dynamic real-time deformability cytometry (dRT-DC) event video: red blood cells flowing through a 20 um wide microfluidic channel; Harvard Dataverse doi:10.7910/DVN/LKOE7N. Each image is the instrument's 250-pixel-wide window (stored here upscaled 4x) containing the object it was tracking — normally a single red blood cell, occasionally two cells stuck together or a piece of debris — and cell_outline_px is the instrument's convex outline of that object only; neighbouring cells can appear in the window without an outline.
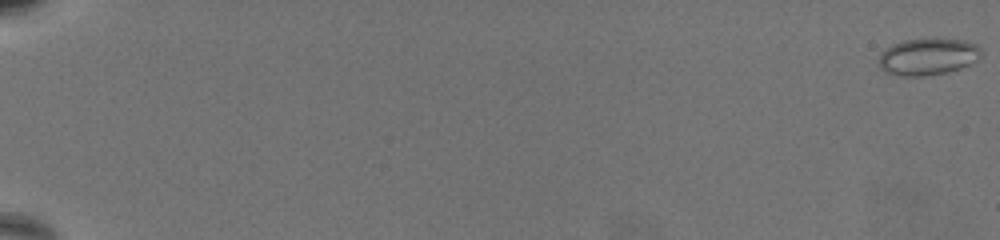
{"species": "common noctule bat (a hibernating species)", "species_latin": "Nyctalus noctula", "temperature_condition": "warm", "stored_images_in_passage": 71, "segment_of_instrument_passage": [1, 2], "camera_frame_rate_fps": 3000, "um_per_image_px": 0.085, "animal": {"sex": "female", "body_mass_g": 19.5, "forearm_length_mm": 54.1}, "frame": {"image": 1, "passage_image": 1, "time_ms": 0.0, "image_size_px": [1000, 240], "cell_outline_px": [[980, 56], [976, 60], [960, 68], [948, 72], [924, 76], [900, 76], [884, 72], [880, 68], [880, 56], [884, 48], [892, 44], [904, 40], [940, 36], [964, 40], [976, 44], [980, 48]], "centroid_in_image_um": [78.86, 4.78], "position_along_channel_um": 6.1, "area_um2": 22.48}}
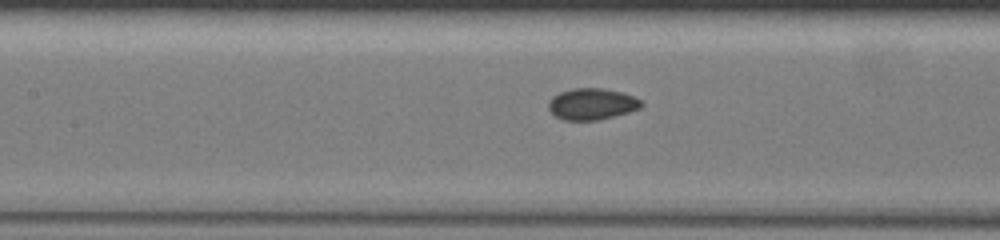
{"frame": {"image": 2, "passage_image": 37, "time_ms": 12.0, "image_size_px": [1000, 240], "cell_outline_px": [[644, 104], [640, 108], [628, 112], [596, 120], [564, 120], [556, 116], [548, 108], [548, 100], [552, 96], [560, 92], [572, 88], [604, 88], [620, 92], [632, 96], [640, 100]], "centroid_in_image_um": [50.28, 8.83], "position_along_channel_um": 157.1, "area_um2": 16.88}}
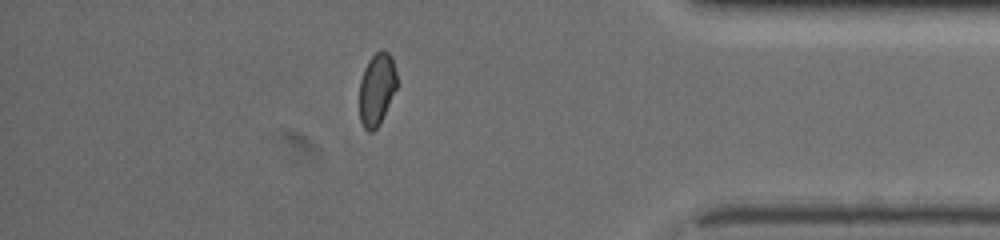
{"frame": {"image": 3, "passage_image": 62, "time_ms": 20.333, "image_size_px": [1000, 240], "cell_outline_px": [[396, 88], [380, 124], [372, 132], [368, 132], [364, 128], [360, 120], [360, 80], [364, 68], [368, 60], [380, 48], [388, 52], [392, 56], [396, 72]], "centroid_in_image_um": [32.02, 7.56], "position_along_channel_um": 403.2, "area_um2": 15.84}}